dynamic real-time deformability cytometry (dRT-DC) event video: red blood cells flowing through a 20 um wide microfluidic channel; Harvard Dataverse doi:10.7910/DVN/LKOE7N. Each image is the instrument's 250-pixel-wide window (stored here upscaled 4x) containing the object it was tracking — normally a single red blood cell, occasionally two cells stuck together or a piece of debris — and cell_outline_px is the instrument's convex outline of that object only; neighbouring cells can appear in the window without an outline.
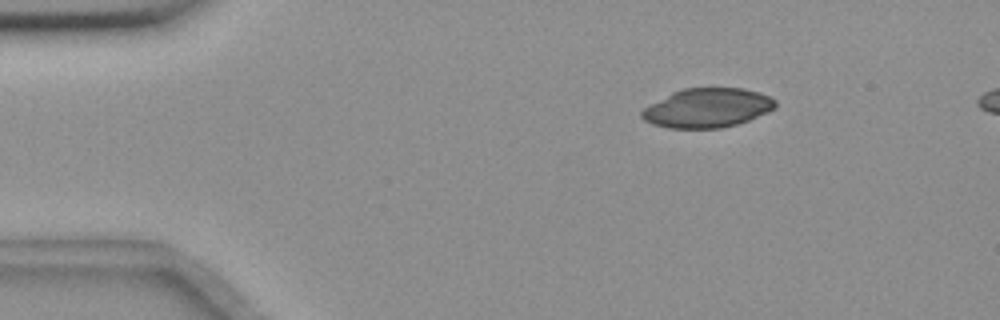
{"species": "common noctule bat (a hibernating species)", "species_latin": "Nyctalus noctula", "temperature_condition": "room temperature", "stored_images_in_passage": 5, "segment_of_instrument_passage": [1, 2], "camera_frame_rate_fps": 3000, "um_per_image_px": 0.085, "animal": {"sex": "female", "body_mass_g": 18.4}, "frame": {"image": 1, "passage_image": 2, "time_ms": 1.0, "image_size_px": [1000, 320], "cell_outline_px": [[776, 108], [768, 112], [748, 120], [736, 124], [720, 128], [668, 128], [652, 124], [644, 120], [640, 116], [640, 112], [648, 104], [672, 92], [684, 88], [744, 88], [760, 92], [776, 100]], "centroid_in_image_um": [60.1, 9.17], "position_along_channel_um": 24.9, "area_um2": 30.69}}